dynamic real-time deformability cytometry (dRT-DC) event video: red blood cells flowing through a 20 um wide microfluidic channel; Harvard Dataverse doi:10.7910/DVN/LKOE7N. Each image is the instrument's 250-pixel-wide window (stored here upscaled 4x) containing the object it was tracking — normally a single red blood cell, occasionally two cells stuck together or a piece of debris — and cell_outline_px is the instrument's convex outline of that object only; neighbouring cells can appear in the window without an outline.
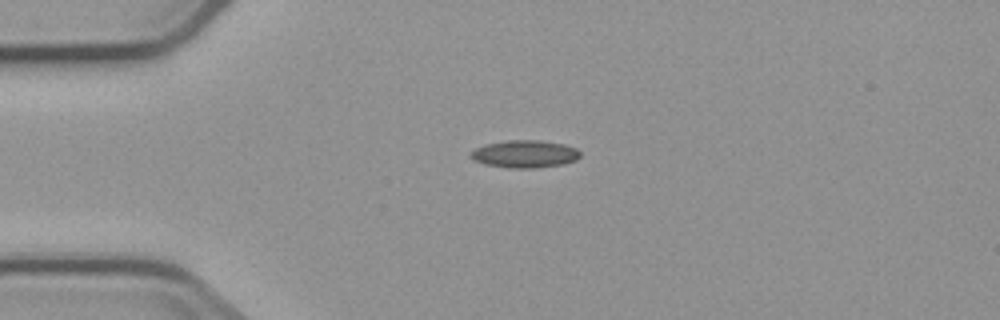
{"species": "common noctule bat (a hibernating species)", "species_latin": "Nyctalus noctula", "temperature_condition": "cold", "stored_images_in_passage": 6, "camera_frame_rate_fps": 3000, "um_per_image_px": 0.085, "animal": {"sex": "male", "body_mass_g": 23.1, "forearm_length_mm": 52.7}, "frame": {"image": 1, "passage_image": 1, "time_ms": 0.0, "image_size_px": [1000, 320], "cell_outline_px": [[580, 156], [576, 160], [564, 164], [536, 168], [508, 168], [484, 164], [468, 156], [468, 152], [484, 144], [508, 140], [540, 140], [564, 144], [576, 148], [580, 152]], "centroid_in_image_um": [44.59, 13.09], "position_along_channel_um": 40.4, "area_um2": 17.74}}
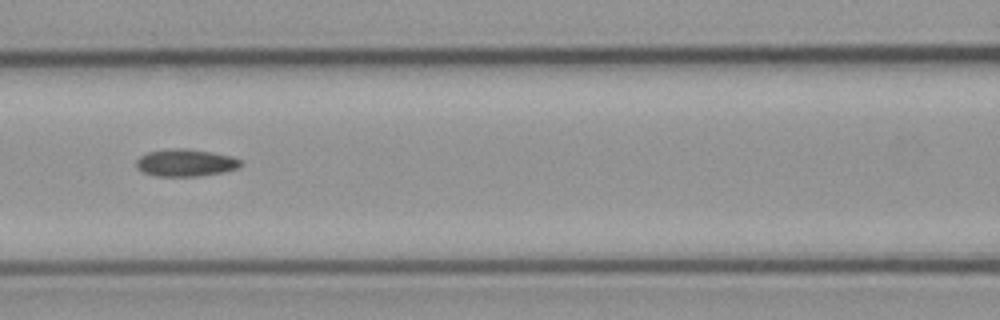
{"frame": {"image": 2, "passage_image": 4, "time_ms": 3.667, "image_size_px": [1000, 320], "cell_outline_px": [[244, 164], [240, 168], [224, 172], [200, 176], [156, 176], [144, 172], [136, 168], [136, 160], [140, 156], [148, 152], [168, 148], [184, 148], [212, 152], [232, 156], [240, 160]], "centroid_in_image_um": [15.8, 13.83], "position_along_channel_um": 150.8, "area_um2": 16.82}}
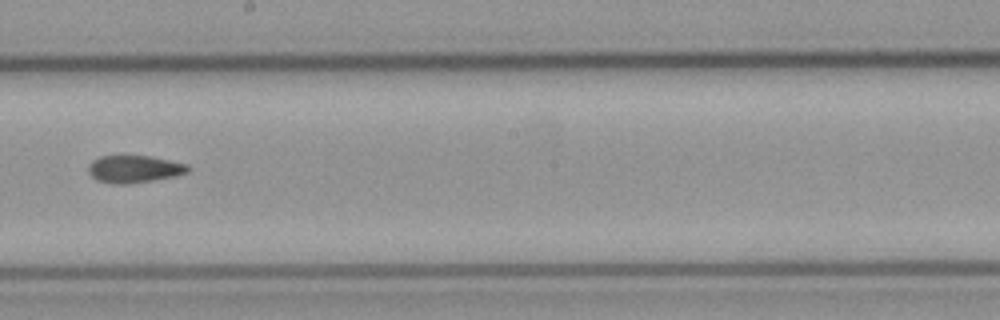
{"frame": {"image": 3, "passage_image": 6, "time_ms": 6.0, "image_size_px": [1000, 320], "cell_outline_px": [[188, 172], [176, 176], [128, 184], [116, 184], [96, 180], [88, 172], [88, 164], [92, 160], [100, 156], [148, 156], [188, 164]], "centroid_in_image_um": [11.37, 14.37], "position_along_channel_um": 236.8, "area_um2": 15.78}}